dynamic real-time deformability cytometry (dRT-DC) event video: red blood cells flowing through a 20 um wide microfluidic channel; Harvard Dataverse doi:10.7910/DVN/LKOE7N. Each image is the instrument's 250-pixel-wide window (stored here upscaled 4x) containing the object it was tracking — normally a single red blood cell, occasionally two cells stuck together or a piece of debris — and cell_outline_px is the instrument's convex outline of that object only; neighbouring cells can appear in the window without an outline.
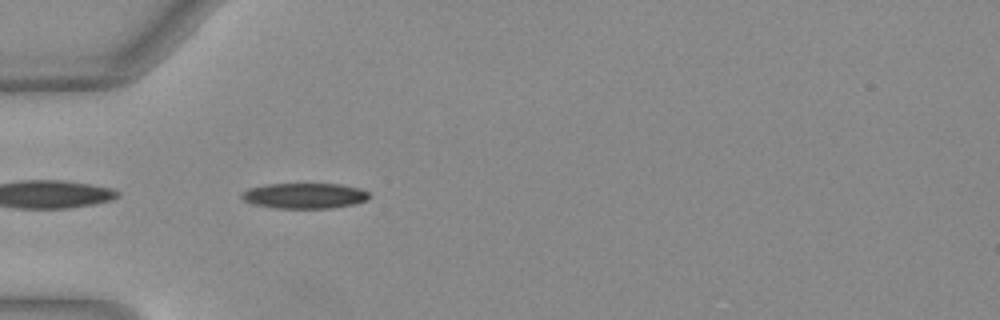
{"species": "Egyptian fruit bat (a non-hibernating species)", "species_latin": "Rousettus aegyptiacus", "temperature_condition": "warm", "stored_images_in_passage": 36, "camera_frame_rate_fps": 3000, "um_per_image_px": 0.085, "animal": {"sex": "female"}, "frame": {"image": 1, "passage_image": 1, "time_ms": 0.0, "image_size_px": [1000, 320], "cell_outline_px": [[368, 200], [352, 204], [332, 208], [276, 208], [252, 204], [244, 200], [240, 196], [248, 188], [268, 184], [340, 184], [360, 188], [368, 192]], "centroid_in_image_um": [25.88, 16.64], "position_along_channel_um": 59.1, "area_um2": 18.84}}
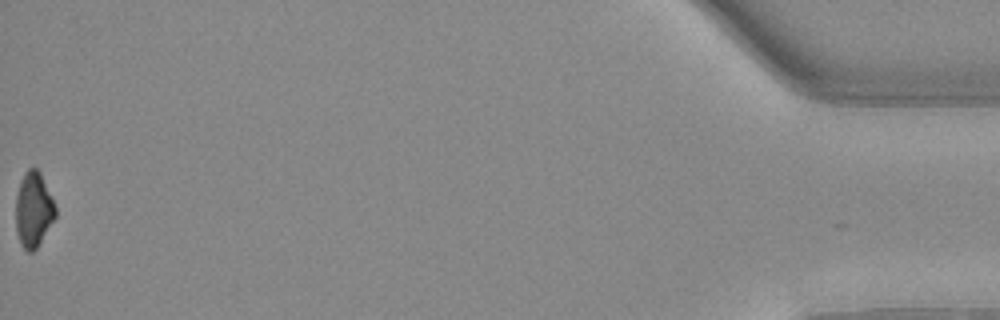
{"frame": {"image": 2, "passage_image": 36, "time_ms": 11.667, "image_size_px": [1000, 320], "cell_outline_px": [[56, 216], [36, 248], [32, 252], [28, 252], [20, 244], [16, 228], [16, 196], [24, 172], [28, 168], [36, 168], [40, 172], [56, 208]], "centroid_in_image_um": [2.84, 17.82], "position_along_channel_um": 432.4, "area_um2": 17.05}, "authors_computed_cell_mechanics": {"area_um2": 19.363, "velocity_mm_per_s": 4.068, "shape_relaxation_time_tau1_ms": 7.2443, "shape_relaxation_time_tau2_ms": null, "deformation_change_tau1": 0.2208, "deformation_change_tau2": null}}